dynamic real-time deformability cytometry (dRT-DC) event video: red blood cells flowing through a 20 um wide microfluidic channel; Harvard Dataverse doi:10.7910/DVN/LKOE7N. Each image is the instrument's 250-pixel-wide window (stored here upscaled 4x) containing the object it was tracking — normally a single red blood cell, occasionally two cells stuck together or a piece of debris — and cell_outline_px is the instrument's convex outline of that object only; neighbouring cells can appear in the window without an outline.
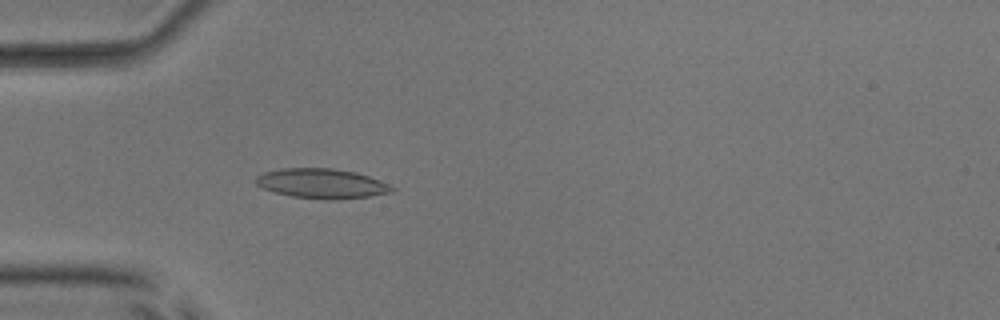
{"species": "common noctule bat (a hibernating species)", "species_latin": "Nyctalus noctula", "temperature_condition": "room temperature", "stored_images_in_passage": 50, "camera_frame_rate_fps": 3000, "um_per_image_px": 0.085, "animal": {"sex": "male", "body_mass_g": 17.9, "forearm_length_mm": 54.2}, "frame": {"image": 1, "passage_image": 14, "time_ms": 4.333, "image_size_px": [1000, 320], "cell_outline_px": [[396, 188], [392, 192], [368, 196], [328, 200], [324, 200], [292, 196], [276, 192], [264, 188], [256, 184], [252, 180], [256, 176], [264, 172], [280, 168], [332, 168], [356, 172], [368, 176]], "centroid_in_image_um": [27.3, 15.59], "position_along_channel_um": 57.7, "area_um2": 23.47}}
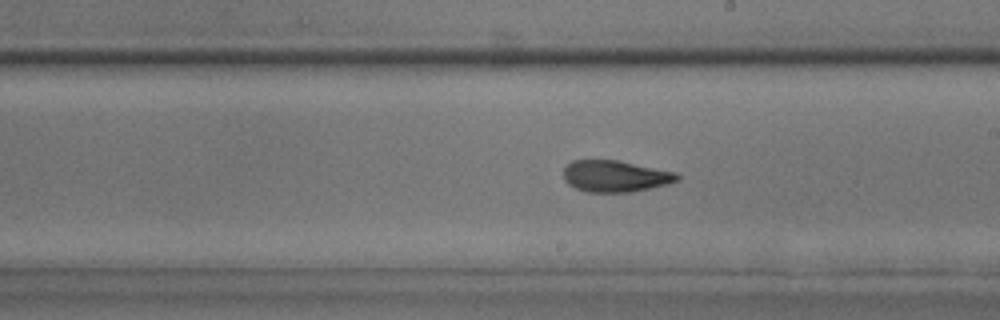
{"frame": {"image": 2, "passage_image": 28, "time_ms": 9.0, "image_size_px": [1000, 320], "cell_outline_px": [[680, 180], [668, 184], [632, 192], [588, 192], [576, 188], [568, 184], [564, 180], [564, 168], [572, 160], [616, 160], [676, 172], [680, 176]], "centroid_in_image_um": [52.31, 14.98], "position_along_channel_um": 236.7, "area_um2": 20.87}}
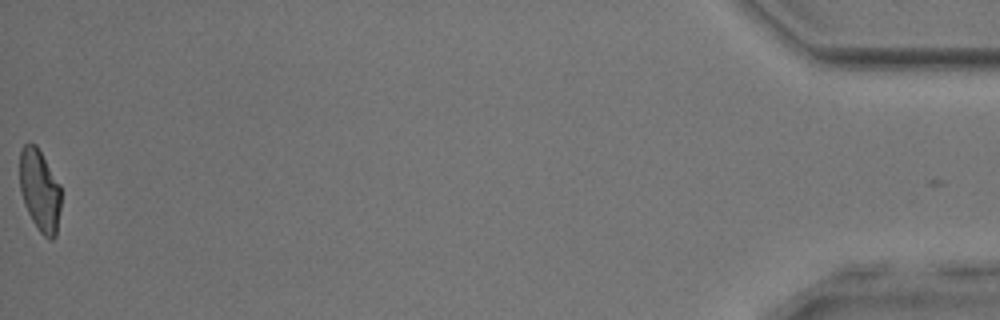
{"frame": {"image": 3, "passage_image": 50, "time_ms": 16.333, "image_size_px": [1000, 320], "cell_outline_px": [[60, 208], [56, 236], [52, 240], [48, 240], [36, 228], [24, 204], [20, 188], [20, 152], [24, 144], [36, 144], [60, 184]], "centroid_in_image_um": [3.38, 16.21], "position_along_channel_um": 431.8, "area_um2": 19.71}, "authors_computed_cell_mechanics": {"area_um2": 21.3282, "velocity_mm_per_s": 3.9893, "shape_relaxation_time_tau1_ms": 5.365, "shape_relaxation_time_tau2_ms": 1.7006, "deformation_change_tau1": 0.1655, "deformation_change_tau2": 0.094}}